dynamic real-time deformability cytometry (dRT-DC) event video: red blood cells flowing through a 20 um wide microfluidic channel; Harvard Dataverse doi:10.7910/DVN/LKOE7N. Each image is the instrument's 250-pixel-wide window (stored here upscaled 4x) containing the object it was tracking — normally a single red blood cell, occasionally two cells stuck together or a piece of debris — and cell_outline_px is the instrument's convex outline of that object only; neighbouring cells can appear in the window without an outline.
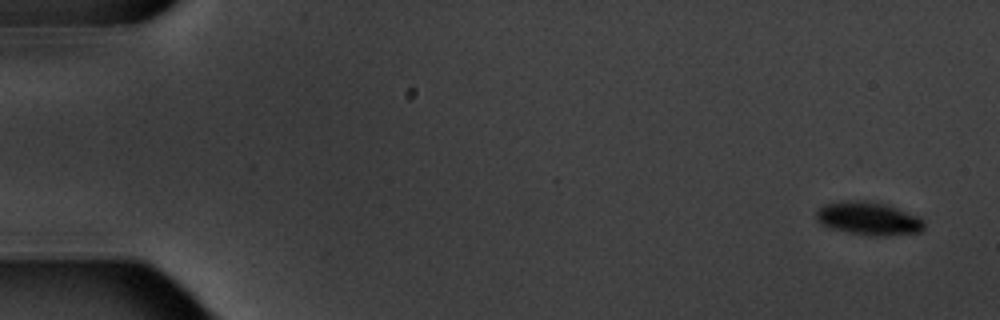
{"species": "common noctule bat (a hibernating species)", "species_latin": "Nyctalus noctula", "temperature_condition": "warm", "stored_images_in_passage": 7, "camera_frame_rate_fps": 3000, "um_per_image_px": 0.085, "animal": {"sex": "male", "body_mass_g": 20.1, "forearm_length_mm": 53.5}, "frame": {"image": 1, "passage_image": 1, "time_ms": 0.0, "image_size_px": [1000, 320], "cell_outline_px": [[924, 228], [920, 232], [888, 236], [872, 236], [848, 232], [832, 228], [820, 224], [816, 220], [816, 212], [824, 204], [840, 200], [868, 200], [884, 204], [920, 216], [924, 220]], "centroid_in_image_um": [73.83, 18.57], "position_along_channel_um": 11.2, "area_um2": 21.1}}
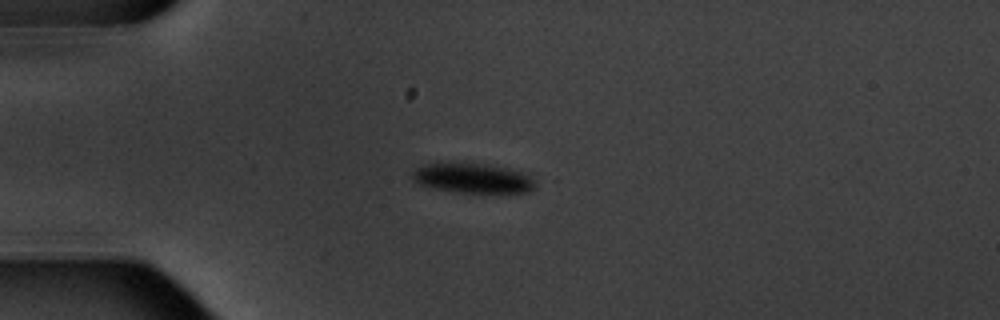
{"frame": {"image": 2, "passage_image": 4, "time_ms": 4.333, "image_size_px": [1000, 320], "cell_outline_px": [[536, 188], [528, 192], [460, 192], [432, 188], [420, 184], [412, 176], [412, 172], [416, 168], [424, 164], [484, 164], [508, 168], [520, 172], [536, 180]], "centroid_in_image_um": [40.22, 15.16], "position_along_channel_um": 44.8, "area_um2": 20.81}}
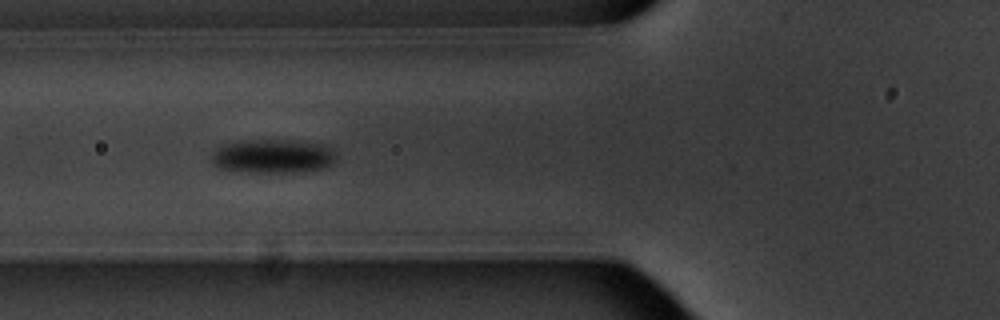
{"frame": {"image": 3, "passage_image": 6, "time_ms": 6.667, "image_size_px": [1000, 320], "cell_outline_px": [[336, 160], [332, 164], [324, 168], [292, 172], [248, 172], [216, 168], [212, 164], [212, 152], [216, 148], [224, 144], [236, 140], [304, 140], [324, 144], [336, 152]], "centroid_in_image_um": [23.19, 13.26], "position_along_channel_um": 102.6, "area_um2": 25.14}}